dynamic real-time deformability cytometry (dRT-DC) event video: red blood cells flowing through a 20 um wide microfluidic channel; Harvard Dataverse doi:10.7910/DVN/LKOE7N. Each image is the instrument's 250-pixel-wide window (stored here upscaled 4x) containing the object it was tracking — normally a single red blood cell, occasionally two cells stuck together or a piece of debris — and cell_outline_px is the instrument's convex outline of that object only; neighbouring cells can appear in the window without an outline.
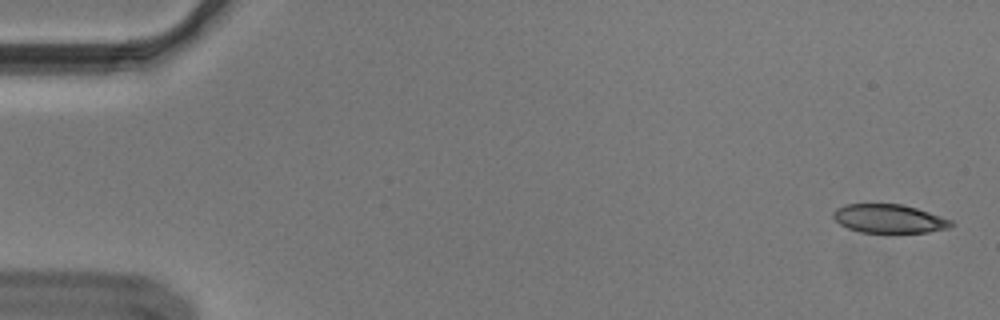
{"species": "Egyptian fruit bat (a non-hibernating species)", "species_latin": "Rousettus aegyptiacus", "temperature_condition": "cold", "stored_images_in_passage": 54, "camera_frame_rate_fps": 3000, "um_per_image_px": 0.085, "animal": {"sex": "male"}, "frame": {"image": 1, "passage_image": 1, "time_ms": 0.0, "image_size_px": [1000, 320], "cell_outline_px": [[952, 224], [948, 228], [928, 232], [896, 236], [892, 236], [860, 232], [848, 228], [840, 224], [832, 216], [832, 212], [836, 208], [844, 204], [900, 204], [916, 208], [952, 220]], "centroid_in_image_um": [75.55, 18.64], "position_along_channel_um": 9.5, "area_um2": 20.52}}
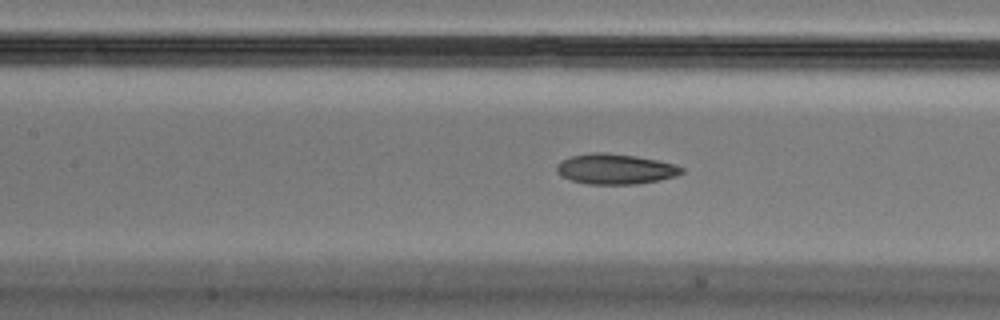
{"frame": {"image": 2, "passage_image": 24, "time_ms": 7.667, "image_size_px": [1000, 320], "cell_outline_px": [[684, 172], [676, 176], [660, 180], [636, 184], [588, 184], [572, 180], [556, 172], [556, 164], [560, 160], [572, 156], [592, 152], [608, 152], [636, 156], [676, 164], [684, 168]], "centroid_in_image_um": [52.31, 14.36], "position_along_channel_um": 155.1, "area_um2": 22.2}}
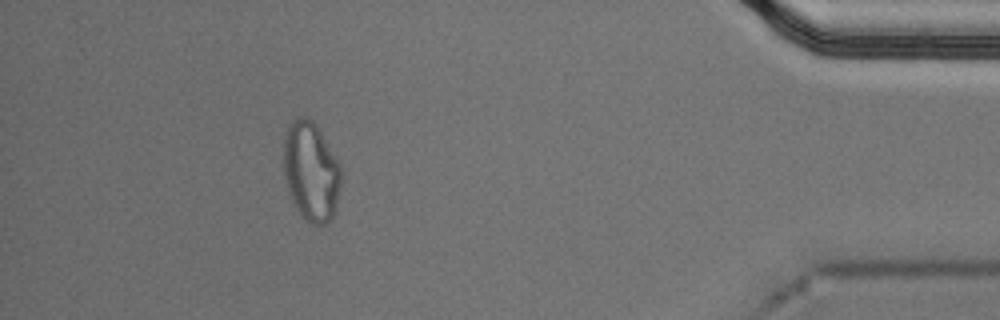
{"frame": {"image": 3, "passage_image": 49, "time_ms": 16.0, "image_size_px": [1000, 320], "cell_outline_px": [[340, 184], [332, 216], [324, 224], [316, 228], [308, 224], [300, 216], [288, 192], [284, 172], [284, 132], [292, 120], [300, 116], [304, 116], [312, 120], [316, 124], [340, 164]], "centroid_in_image_um": [26.4, 14.58], "position_along_channel_um": 408.8, "area_um2": 33.29}, "authors_computed_cell_mechanics": {"area_um2": 21.9062, "velocity_mm_per_s": 3.6442, "shape_relaxation_time_tau1_ms": null, "shape_relaxation_time_tau2_ms": 3.7034, "deformation_change_tau1": null, "deformation_change_tau2": 0.0965}}